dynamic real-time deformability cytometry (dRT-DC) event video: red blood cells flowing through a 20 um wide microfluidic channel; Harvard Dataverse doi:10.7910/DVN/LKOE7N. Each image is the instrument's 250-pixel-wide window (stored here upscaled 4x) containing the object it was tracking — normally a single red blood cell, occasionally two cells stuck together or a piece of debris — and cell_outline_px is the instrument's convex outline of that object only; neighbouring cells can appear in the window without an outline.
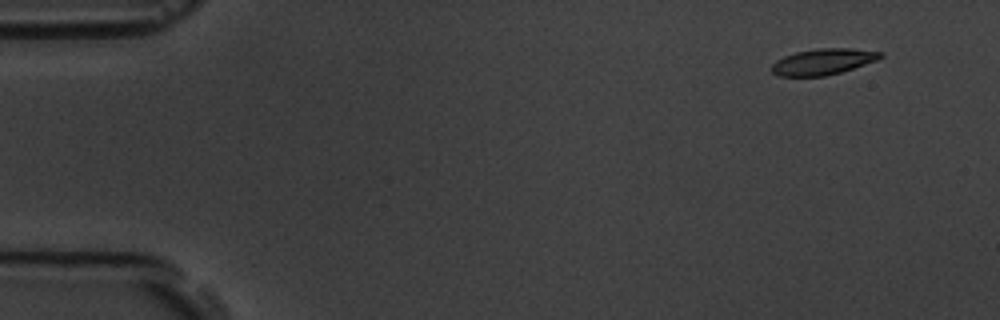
{"species": "common noctule bat (a hibernating species)", "species_latin": "Nyctalus noctula", "temperature_condition": "room temperature", "stored_images_in_passage": 5, "camera_frame_rate_fps": 3000, "um_per_image_px": 0.085, "animal": {"sex": "male", "body_mass_g": 19.5, "forearm_length_mm": 54.6}, "frame": {"image": 1, "passage_image": 2, "time_ms": 1.333, "image_size_px": [1000, 320], "cell_outline_px": [[884, 56], [876, 60], [840, 72], [824, 76], [776, 76], [768, 68], [776, 60], [784, 56], [796, 52], [820, 48], [848, 48], [884, 52]], "centroid_in_image_um": [69.91, 5.24], "position_along_channel_um": 15.1, "area_um2": 16.47}}